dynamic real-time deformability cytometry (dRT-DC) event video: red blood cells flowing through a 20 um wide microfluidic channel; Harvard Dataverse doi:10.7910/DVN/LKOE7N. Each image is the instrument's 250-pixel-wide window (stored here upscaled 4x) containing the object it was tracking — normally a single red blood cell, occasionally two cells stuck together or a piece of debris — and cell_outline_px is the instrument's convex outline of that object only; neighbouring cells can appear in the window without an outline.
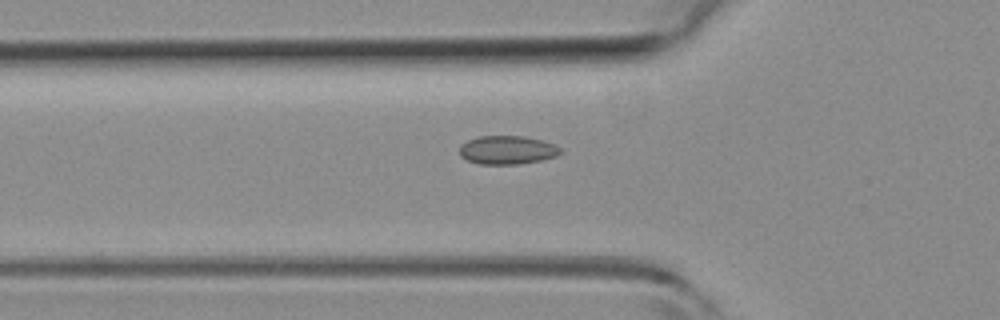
{"species": "common noctule bat (a hibernating species)", "species_latin": "Nyctalus noctula", "temperature_condition": "room temperature", "stored_images_in_passage": 49, "camera_frame_rate_fps": 3000, "um_per_image_px": 0.085, "animal": {"sex": "female", "body_mass_g": 19.3, "forearm_length_mm": 54.1}, "frame": {"image": 1, "passage_image": 18, "time_ms": 5.667, "image_size_px": [1000, 320], "cell_outline_px": [[564, 152], [556, 156], [540, 160], [520, 164], [480, 164], [468, 160], [460, 156], [460, 144], [468, 140], [480, 136], [524, 136], [544, 140], [556, 144]], "centroid_in_image_um": [43.15, 12.74], "position_along_channel_um": 82.6, "area_um2": 16.94}}
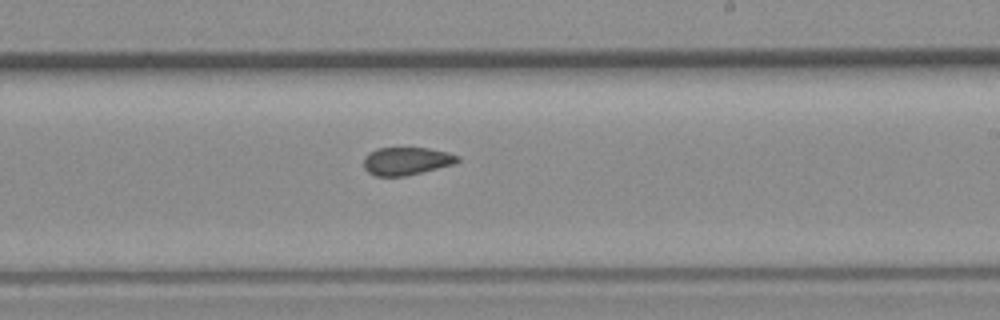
{"frame": {"image": 2, "passage_image": 31, "time_ms": 10.0, "image_size_px": [1000, 320], "cell_outline_px": [[460, 160], [456, 164], [404, 176], [376, 176], [368, 172], [364, 168], [364, 156], [368, 152], [376, 148], [428, 148], [448, 152], [460, 156]], "centroid_in_image_um": [34.56, 13.68], "position_along_channel_um": 254.4, "area_um2": 15.37}}
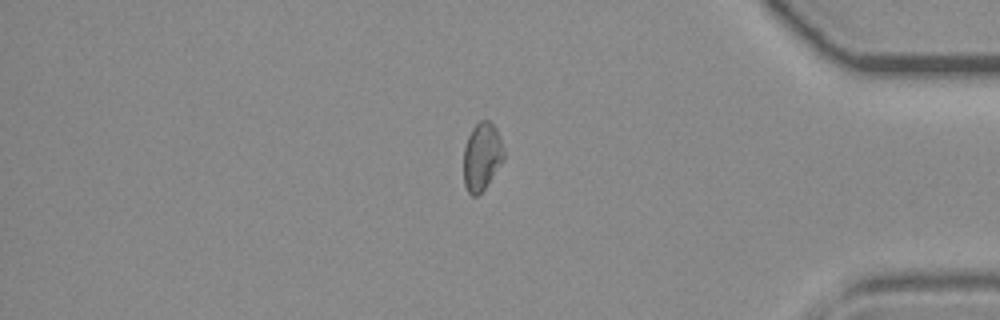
{"frame": {"image": 3, "passage_image": 44, "time_ms": 14.333, "image_size_px": [1000, 320], "cell_outline_px": [[504, 160], [484, 188], [476, 196], [472, 196], [468, 192], [464, 184], [464, 148], [468, 136], [472, 128], [480, 120], [488, 120], [496, 128], [504, 152]], "centroid_in_image_um": [40.95, 13.3], "position_along_channel_um": 394.3, "area_um2": 15.66}, "authors_computed_cell_mechanics": {"area_um2": 16.5886, "velocity_mm_per_s": 3.96, "shape_relaxation_time_tau1_ms": null, "shape_relaxation_time_tau2_ms": 4.1639, "deformation_change_tau1": null, "deformation_change_tau2": 0.0687}}